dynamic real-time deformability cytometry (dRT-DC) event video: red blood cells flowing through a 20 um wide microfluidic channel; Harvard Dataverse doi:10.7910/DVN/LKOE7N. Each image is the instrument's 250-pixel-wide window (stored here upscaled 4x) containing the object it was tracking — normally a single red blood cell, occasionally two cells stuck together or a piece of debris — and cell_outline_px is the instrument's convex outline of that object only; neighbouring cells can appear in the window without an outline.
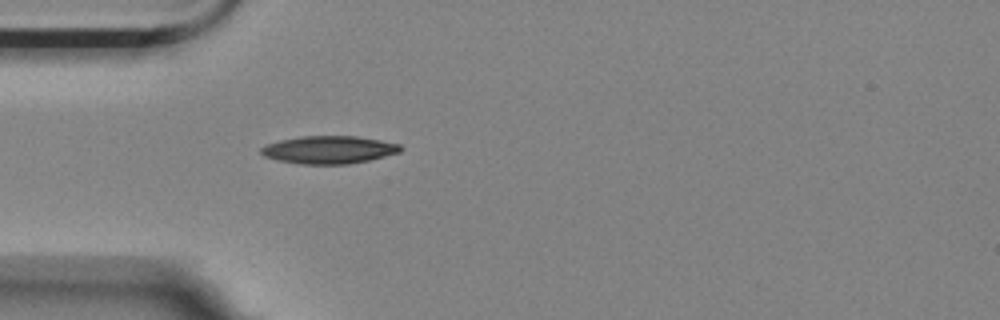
{"species": "Egyptian fruit bat (a non-hibernating species)", "species_latin": "Rousettus aegyptiacus", "temperature_condition": "room temperature", "stored_images_in_passage": 36, "camera_frame_rate_fps": 3000, "um_per_image_px": 0.085, "animal": {"sex": "female"}, "frame": {"image": 1, "passage_image": 1, "time_ms": 0.0, "image_size_px": [1000, 320], "cell_outline_px": [[404, 148], [400, 152], [368, 160], [348, 164], [300, 164], [276, 160], [264, 156], [260, 152], [260, 148], [268, 144], [280, 140], [300, 136], [356, 136], [380, 140], [400, 144]], "centroid_in_image_um": [27.95, 12.73], "position_along_channel_um": 57.0, "area_um2": 22.54}}
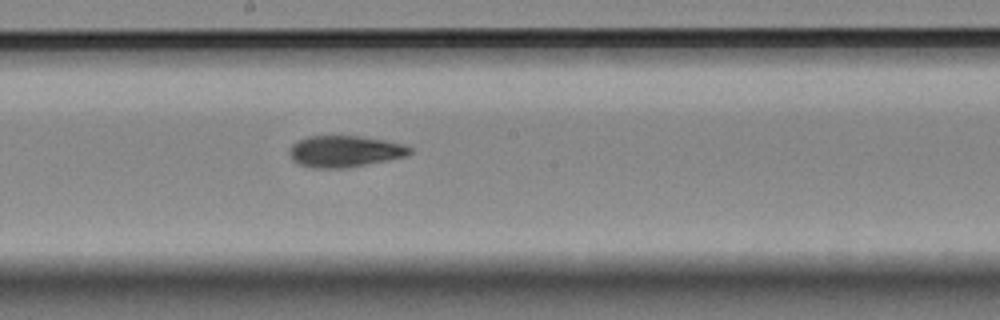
{"frame": {"image": 2, "passage_image": 15, "time_ms": 4.667, "image_size_px": [1000, 320], "cell_outline_px": [[412, 152], [408, 156], [348, 168], [312, 168], [296, 164], [292, 160], [288, 152], [288, 148], [292, 144], [308, 136], [360, 136], [384, 140], [404, 144], [412, 148]], "centroid_in_image_um": [29.29, 12.87], "position_along_channel_um": 218.9, "area_um2": 22.37}}
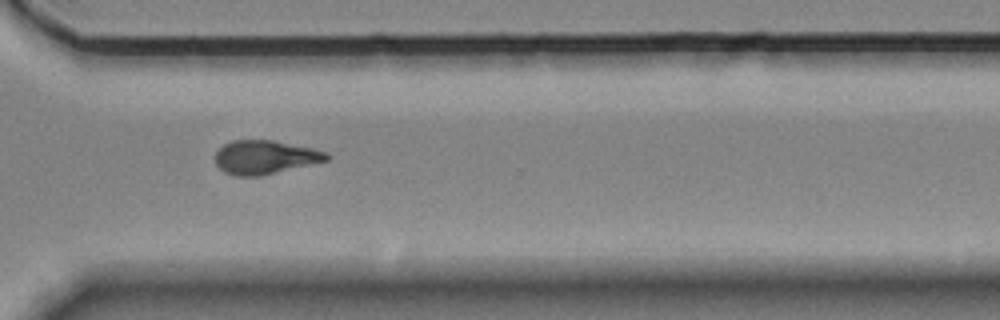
{"frame": {"image": 3, "passage_image": 26, "time_ms": 8.333, "image_size_px": [1000, 320], "cell_outline_px": [[328, 160], [260, 176], [232, 176], [224, 172], [216, 164], [216, 152], [224, 144], [232, 140], [272, 140], [312, 148], [328, 152]], "centroid_in_image_um": [22.5, 13.36], "position_along_channel_um": 348.1, "area_um2": 21.73}, "authors_computed_cell_mechanics": {"area_um2": 22.1085, "velocity_mm_per_s": 3.5322, "shape_relaxation_time_tau1_ms": null, "shape_relaxation_time_tau2_ms": 4.2716, "deformation_change_tau1": null, "deformation_change_tau2": 0.1122}}